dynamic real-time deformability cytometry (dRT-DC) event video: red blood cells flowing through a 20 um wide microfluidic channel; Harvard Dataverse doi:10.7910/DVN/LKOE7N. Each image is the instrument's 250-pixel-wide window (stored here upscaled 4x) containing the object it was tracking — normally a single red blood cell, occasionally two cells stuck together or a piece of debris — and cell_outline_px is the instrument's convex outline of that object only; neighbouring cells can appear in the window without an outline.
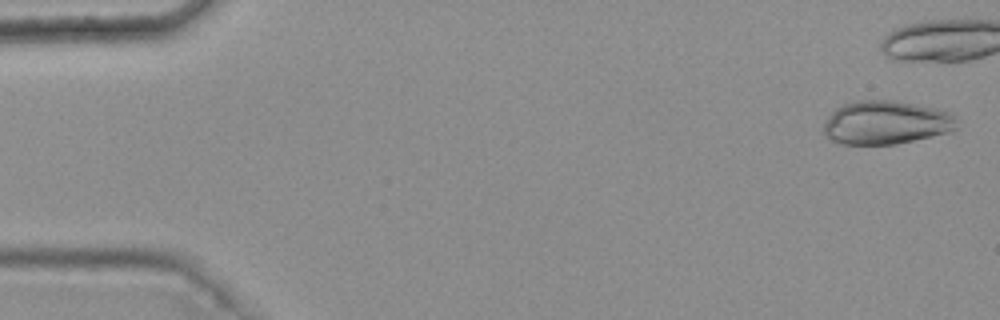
{"species": "common noctule bat (a hibernating species)", "species_latin": "Nyctalus noctula", "temperature_condition": "warm", "stored_images_in_passage": 5, "camera_frame_rate_fps": 3000, "um_per_image_px": 0.085, "animal": {"sex": "female", "body_mass_g": 25.1}, "frame": {"image": 1, "passage_image": 1, "time_ms": 0.0, "image_size_px": [1000, 320], "cell_outline_px": [[956, 128], [952, 132], [896, 144], [840, 144], [832, 140], [824, 132], [824, 124], [832, 112], [836, 108], [844, 104], [860, 100], [888, 100], [936, 108], [952, 112], [956, 116]], "centroid_in_image_um": [75.35, 10.42], "position_along_channel_um": 9.6, "area_um2": 33.7}}